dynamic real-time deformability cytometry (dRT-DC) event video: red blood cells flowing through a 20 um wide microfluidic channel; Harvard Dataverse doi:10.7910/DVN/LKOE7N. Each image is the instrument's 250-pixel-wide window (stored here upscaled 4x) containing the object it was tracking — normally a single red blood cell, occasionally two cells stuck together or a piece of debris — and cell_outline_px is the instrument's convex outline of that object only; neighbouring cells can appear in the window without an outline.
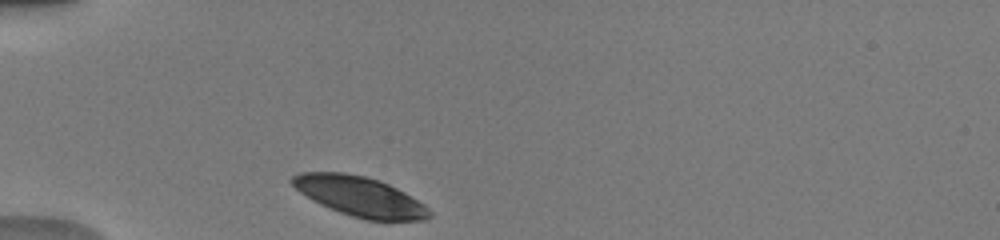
{"species": "human", "species_latin": "Homo sapiens", "temperature_condition": "warm", "stored_images_in_passage": 30, "camera_frame_rate_fps": 3000, "um_per_image_px": 0.085, "donor": {"sex": "male"}, "frame": {"image": 1, "passage_image": 1, "time_ms": 0.0, "image_size_px": [1000, 240], "cell_outline_px": [[432, 216], [424, 220], [368, 220], [352, 216], [340, 212], [320, 204], [312, 200], [300, 192], [288, 180], [292, 176], [300, 172], [344, 172], [364, 176], [380, 180], [404, 192], [424, 204], [432, 212]], "centroid_in_image_um": [30.58, 16.69], "position_along_channel_um": 54.4, "area_um2": 31.73}}
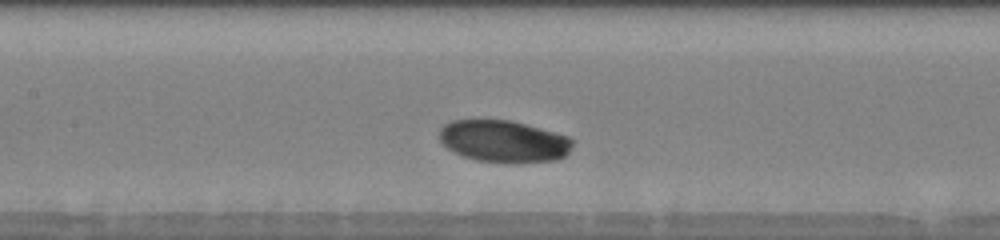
{"frame": {"image": 2, "passage_image": 11, "time_ms": 3.333, "image_size_px": [1000, 240], "cell_outline_px": [[572, 148], [564, 156], [556, 160], [516, 164], [512, 164], [476, 160], [464, 156], [448, 148], [440, 140], [440, 128], [444, 124], [452, 120], [508, 120], [524, 124], [568, 136], [572, 140]], "centroid_in_image_um": [42.82, 12.03], "position_along_channel_um": 164.6, "area_um2": 32.54}}
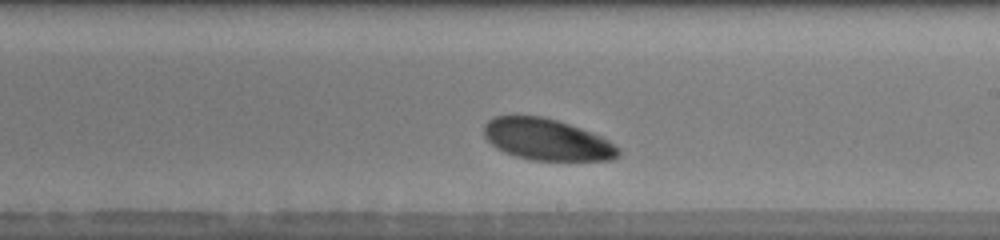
{"frame": {"image": 3, "passage_image": 17, "time_ms": 5.333, "image_size_px": [1000, 240], "cell_outline_px": [[620, 156], [612, 160], [532, 160], [516, 156], [504, 152], [496, 148], [484, 136], [484, 124], [488, 120], [496, 116], [516, 112], [544, 116], [580, 128], [600, 136], [608, 140], [620, 148]], "centroid_in_image_um": [46.44, 11.82], "position_along_channel_um": 242.6, "area_um2": 33.06}, "authors_computed_cell_mechanics": {"area_um2": 33.7841, "velocity_mm_per_s": 3.9062, "shape_relaxation_time_tau1_ms": 1.836, "shape_relaxation_time_tau2_ms": null, "deformation_change_tau1": 0.0831, "deformation_change_tau2": null}}